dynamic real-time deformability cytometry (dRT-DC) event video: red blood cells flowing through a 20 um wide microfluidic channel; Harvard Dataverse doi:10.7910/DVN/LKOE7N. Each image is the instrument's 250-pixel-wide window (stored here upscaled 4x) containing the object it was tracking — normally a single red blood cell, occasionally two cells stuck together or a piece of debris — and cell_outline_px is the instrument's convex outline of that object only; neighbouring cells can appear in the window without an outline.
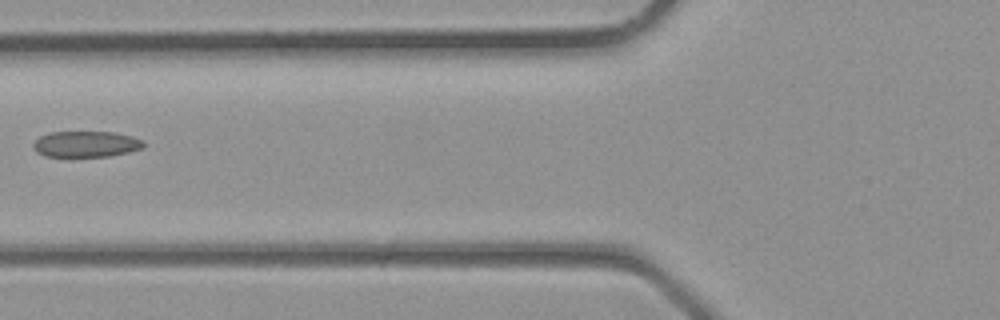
{"species": "common noctule bat (a hibernating species)", "species_latin": "Nyctalus noctula", "temperature_condition": "room temperature", "stored_images_in_passage": 2, "camera_frame_rate_fps": 3000, "um_per_image_px": 0.085, "animal": {"sex": "male", "body_mass_g": 23.1, "forearm_length_mm": 52.7}, "frame": {"image": 1, "passage_image": 2, "time_ms": 0.333, "image_size_px": [1000, 320], "cell_outline_px": [[144, 148], [128, 152], [108, 156], [72, 160], [64, 160], [44, 156], [36, 152], [32, 148], [32, 144], [40, 136], [52, 132], [112, 132], [132, 136], [144, 140]], "centroid_in_image_um": [7.24, 12.31], "position_along_channel_um": 118.6, "area_um2": 17.74}}